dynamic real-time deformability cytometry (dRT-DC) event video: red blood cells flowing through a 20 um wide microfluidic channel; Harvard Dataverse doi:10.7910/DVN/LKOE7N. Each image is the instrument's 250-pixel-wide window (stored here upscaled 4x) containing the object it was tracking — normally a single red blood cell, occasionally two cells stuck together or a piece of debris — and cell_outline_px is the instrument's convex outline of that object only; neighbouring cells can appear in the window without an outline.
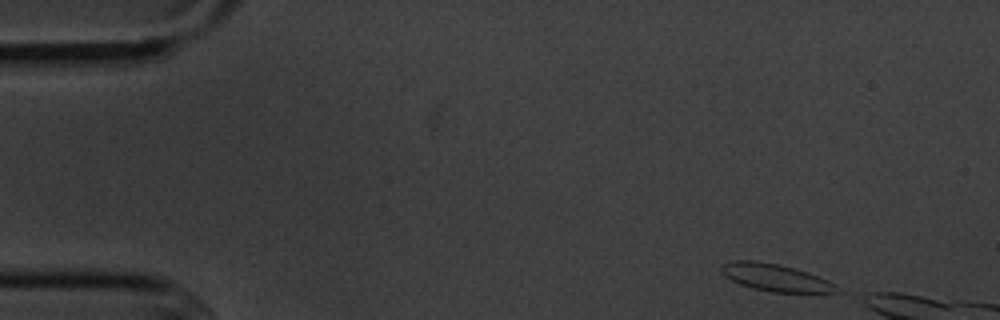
{"species": "common noctule bat (a hibernating species)", "species_latin": "Nyctalus noctula", "temperature_condition": "cold", "stored_images_in_passage": 8, "camera_frame_rate_fps": 3000, "um_per_image_px": 0.085, "animal": {"sex": "male", "body_mass_g": 20.1, "forearm_length_mm": 53.5}, "frame": {"image": 1, "passage_image": 1, "time_ms": 0.0, "image_size_px": [1000, 320], "cell_outline_px": [[848, 292], [820, 296], [772, 292], [752, 288], [740, 284], [724, 276], [720, 268], [720, 264], [732, 260], [756, 260], [780, 264], [808, 272], [828, 280], [836, 284]], "centroid_in_image_um": [66.13, 23.66], "position_along_channel_um": 18.9, "area_um2": 19.77}}